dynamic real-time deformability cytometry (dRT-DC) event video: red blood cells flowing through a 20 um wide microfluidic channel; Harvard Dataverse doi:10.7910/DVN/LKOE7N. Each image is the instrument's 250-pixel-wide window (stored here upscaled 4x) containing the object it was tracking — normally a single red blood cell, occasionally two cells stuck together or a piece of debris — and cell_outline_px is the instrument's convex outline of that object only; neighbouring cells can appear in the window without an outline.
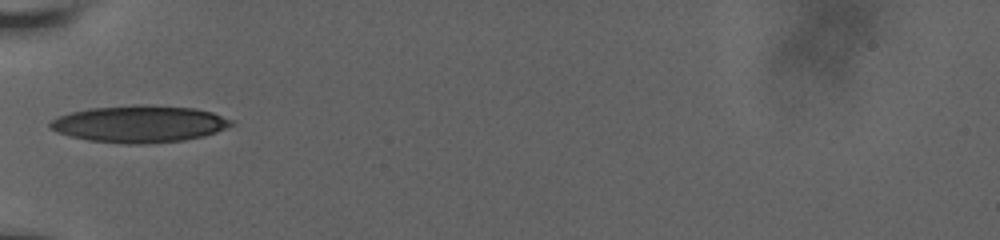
{"species": "human", "species_latin": "Homo sapiens", "temperature_condition": "room temperature", "stored_images_in_passage": 36, "camera_frame_rate_fps": 3000, "um_per_image_px": 0.085, "donor": {"sex": "male"}, "frame": {"image": 1, "passage_image": 1, "time_ms": 0.0, "image_size_px": [1000, 240], "cell_outline_px": [[236, 124], [216, 132], [204, 136], [184, 140], [144, 144], [128, 144], [88, 140], [56, 132], [48, 128], [48, 124], [52, 120], [60, 116], [72, 112], [92, 108], [196, 108], [212, 112], [232, 120]], "centroid_in_image_um": [11.87, 10.59], "position_along_channel_um": 73.1, "area_um2": 37.45}}
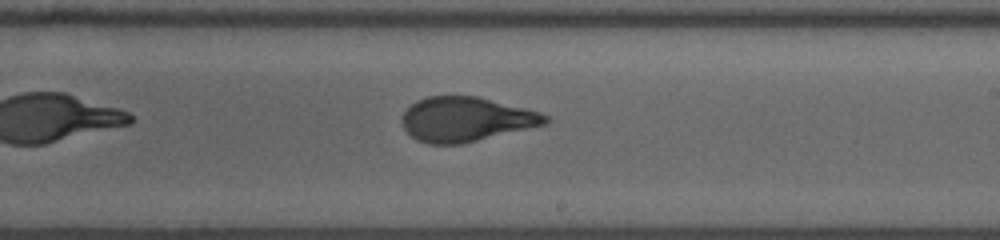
{"frame": {"image": 2, "passage_image": 15, "time_ms": 4.667, "image_size_px": [1000, 240], "cell_outline_px": [[552, 120], [548, 124], [460, 144], [428, 144], [416, 140], [404, 128], [400, 120], [400, 116], [416, 100], [428, 96], [476, 96], [540, 112], [548, 116]], "centroid_in_image_um": [39.6, 10.14], "position_along_channel_um": 249.4, "area_um2": 37.17}}
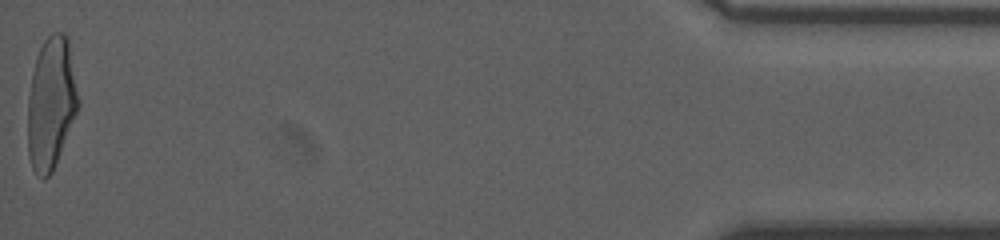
{"frame": {"image": 3, "passage_image": 36, "time_ms": 11.667, "image_size_px": [1000, 240], "cell_outline_px": [[80, 104], [52, 172], [44, 180], [36, 176], [32, 168], [28, 152], [28, 96], [32, 72], [36, 56], [44, 40], [52, 32], [64, 32], [68, 36], [80, 100]], "centroid_in_image_um": [4.35, 8.74], "position_along_channel_um": 430.9, "area_um2": 39.19}, "authors_computed_cell_mechanics": {"area_um2": 37.5989, "velocity_mm_per_s": 3.8105, "shape_relaxation_time_tau1_ms": 4.1058, "shape_relaxation_time_tau2_ms": 0.7276, "deformation_change_tau1": 0.1984, "deformation_change_tau2": 0.0687}}